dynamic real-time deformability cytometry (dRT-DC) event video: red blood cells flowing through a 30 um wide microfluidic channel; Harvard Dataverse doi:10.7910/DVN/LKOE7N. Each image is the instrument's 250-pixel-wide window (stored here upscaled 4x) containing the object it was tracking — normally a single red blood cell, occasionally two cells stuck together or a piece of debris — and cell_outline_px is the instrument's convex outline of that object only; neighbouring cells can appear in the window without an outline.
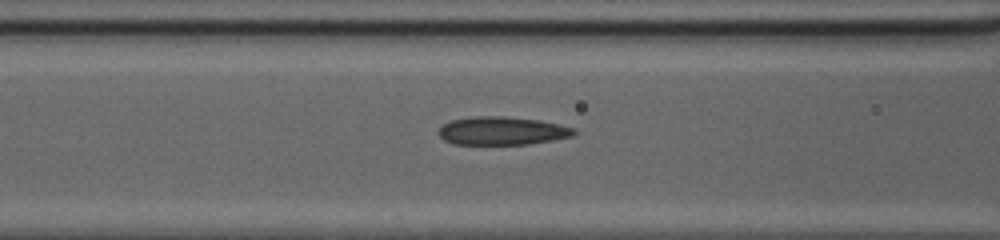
{"species": "common noctule bat (a hibernating species)", "species_latin": "Nyctalus noctula", "temperature_condition": "cold", "stored_images_in_passage": 27, "camera_frame_rate_fps": 3000, "um_per_image_px": 0.085, "animal": {"sex": "female", "body_mass_g": 20.0, "forearm_length_mm": 54.0}, "frame": {"image": 1, "passage_image": 5, "time_ms": 1.333, "image_size_px": [1000, 240], "cell_outline_px": [[576, 132], [572, 136], [552, 140], [528, 144], [452, 144], [444, 140], [440, 136], [440, 128], [444, 124], [452, 120], [472, 116], [504, 116], [536, 120], [556, 124], [572, 128]], "centroid_in_image_um": [42.63, 11.12], "position_along_channel_um": 124.0, "area_um2": 21.91}}
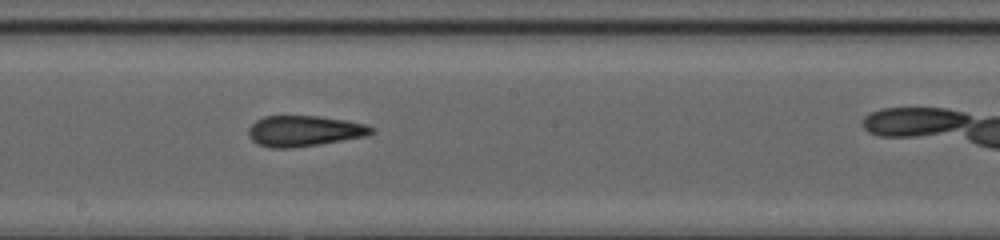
{"frame": {"image": 2, "passage_image": 12, "time_ms": 3.667, "image_size_px": [1000, 240], "cell_outline_px": [[376, 132], [364, 136], [292, 148], [272, 148], [260, 144], [252, 140], [248, 132], [248, 128], [256, 120], [264, 116], [320, 116], [344, 120], [364, 124], [376, 128]], "centroid_in_image_um": [25.85, 11.12], "position_along_channel_um": 222.3, "area_um2": 21.73}}
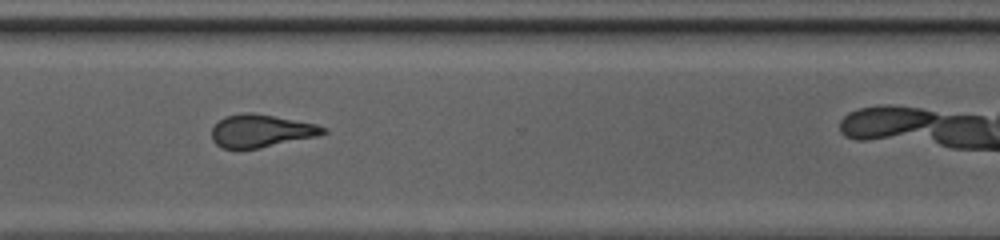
{"frame": {"image": 3, "passage_image": 21, "time_ms": 6.667, "image_size_px": [1000, 240], "cell_outline_px": [[328, 132], [316, 136], [256, 148], [224, 148], [216, 144], [212, 140], [212, 128], [224, 116], [244, 112], [252, 112], [316, 124], [324, 128]], "centroid_in_image_um": [22.15, 11.11], "position_along_channel_um": 348.5, "area_um2": 20.81}}